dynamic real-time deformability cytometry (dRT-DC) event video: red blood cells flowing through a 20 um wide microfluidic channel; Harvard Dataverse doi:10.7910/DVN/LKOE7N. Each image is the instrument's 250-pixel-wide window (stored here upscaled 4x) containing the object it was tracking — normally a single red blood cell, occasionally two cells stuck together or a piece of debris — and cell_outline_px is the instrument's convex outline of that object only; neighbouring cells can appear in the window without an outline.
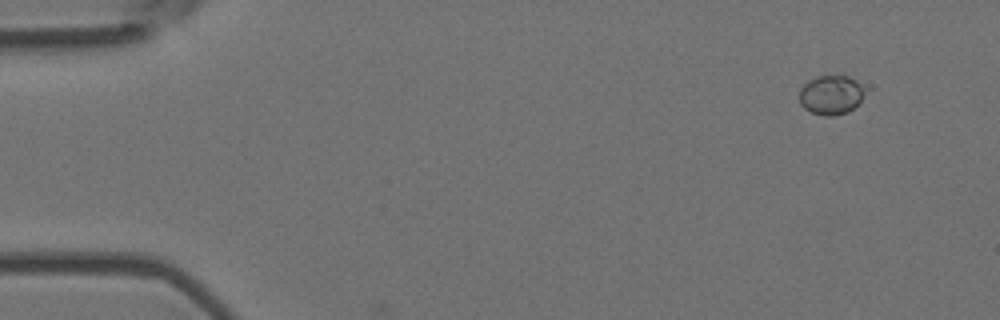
{"species": "Egyptian fruit bat (a non-hibernating species)", "species_latin": "Rousettus aegyptiacus", "temperature_condition": "room temperature", "stored_images_in_passage": 6, "camera_frame_rate_fps": 3000, "um_per_image_px": 0.085, "animal": {"sex": "female"}, "frame": {"image": 1, "passage_image": 1, "time_ms": 0.0, "image_size_px": [1000, 320], "cell_outline_px": [[864, 92], [860, 100], [848, 112], [832, 116], [824, 116], [812, 112], [804, 108], [800, 104], [800, 88], [808, 80], [816, 76], [848, 76], [856, 80], [860, 84]], "centroid_in_image_um": [70.59, 8.06], "position_along_channel_um": 14.4, "area_um2": 14.8}}
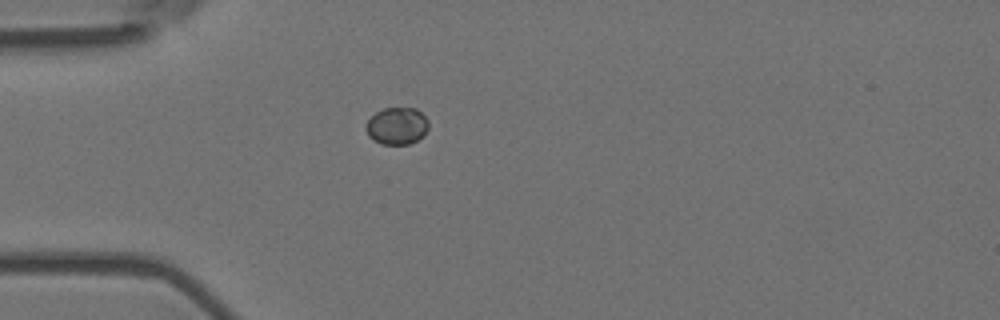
{"frame": {"image": 2, "passage_image": 4, "time_ms": 1.0, "image_size_px": [1000, 320], "cell_outline_px": [[428, 128], [416, 140], [408, 144], [384, 144], [372, 140], [368, 136], [364, 128], [368, 120], [376, 112], [384, 108], [416, 108], [428, 120]], "centroid_in_image_um": [33.7, 10.7], "position_along_channel_um": 51.3, "area_um2": 13.41}}
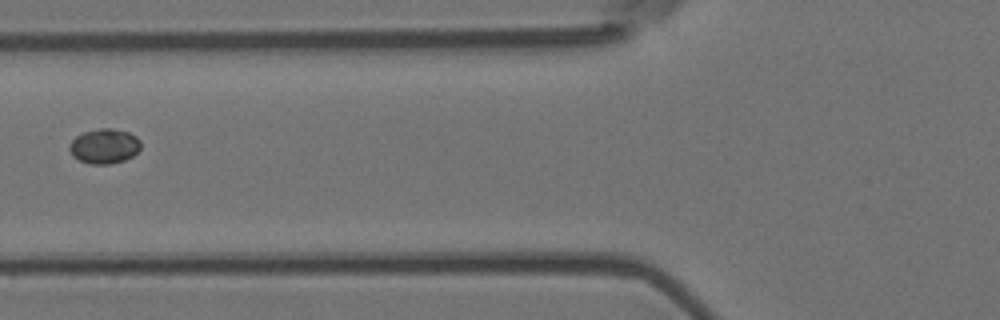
{"frame": {"image": 3, "passage_image": 6, "time_ms": 1.667, "image_size_px": [1000, 320], "cell_outline_px": [[140, 148], [132, 156], [124, 160], [108, 164], [88, 164], [72, 156], [68, 148], [72, 140], [76, 136], [84, 132], [100, 128], [112, 128], [128, 132], [136, 136], [140, 140]], "centroid_in_image_um": [8.85, 12.42], "position_along_channel_um": 116.9, "area_um2": 14.45}}